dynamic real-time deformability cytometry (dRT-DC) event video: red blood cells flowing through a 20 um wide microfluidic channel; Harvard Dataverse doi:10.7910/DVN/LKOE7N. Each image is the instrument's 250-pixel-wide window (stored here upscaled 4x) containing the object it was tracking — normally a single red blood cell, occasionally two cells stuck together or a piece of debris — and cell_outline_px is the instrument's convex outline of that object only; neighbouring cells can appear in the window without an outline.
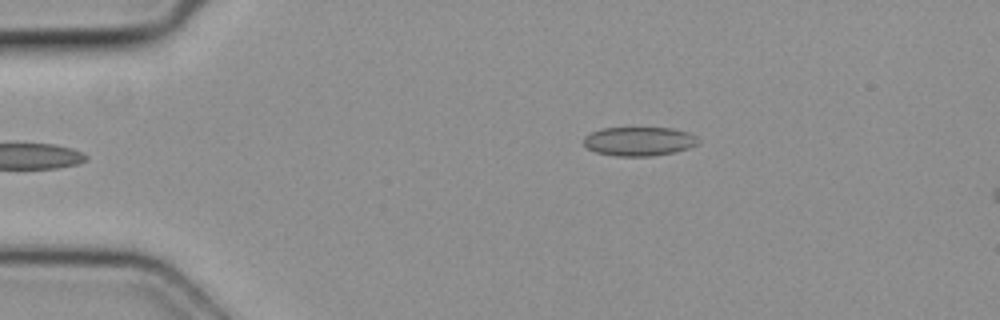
{"species": "common noctule bat (a hibernating species)", "species_latin": "Nyctalus noctula", "temperature_condition": "cold", "stored_images_in_passage": 6, "camera_frame_rate_fps": 3000, "um_per_image_px": 0.085, "animal": {"sex": "female", "body_mass_g": 19.3, "forearm_length_mm": 54.1}, "frame": {"image": 1, "passage_image": 1, "time_ms": 0.0, "image_size_px": [1000, 320], "cell_outline_px": [[700, 144], [676, 152], [652, 156], [616, 156], [596, 152], [588, 148], [584, 144], [584, 136], [600, 128], [672, 128], [688, 132], [696, 136], [700, 140]], "centroid_in_image_um": [54.35, 12.01], "position_along_channel_um": 30.6, "area_um2": 19.48}}